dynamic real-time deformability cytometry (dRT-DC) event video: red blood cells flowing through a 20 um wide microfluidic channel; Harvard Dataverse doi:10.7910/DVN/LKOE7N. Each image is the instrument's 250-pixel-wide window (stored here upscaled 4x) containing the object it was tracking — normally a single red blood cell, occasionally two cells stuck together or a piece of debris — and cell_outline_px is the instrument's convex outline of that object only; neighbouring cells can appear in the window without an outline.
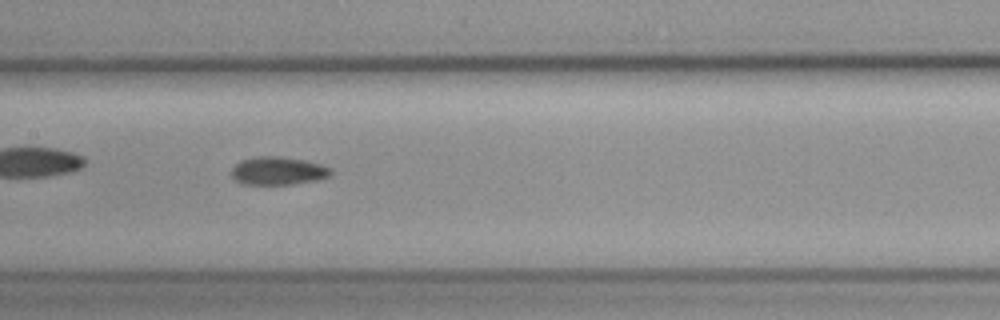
{"species": "common noctule bat (a hibernating species)", "species_latin": "Nyctalus noctula", "temperature_condition": "cold", "stored_images_in_passage": 43, "camera_frame_rate_fps": 3000, "um_per_image_px": 0.085, "animal": {"sex": "female", "body_mass_g": 19.3, "forearm_length_mm": 54.1}, "frame": {"image": 1, "passage_image": 13, "time_ms": 4.0, "image_size_px": [1000, 320], "cell_outline_px": [[332, 172], [328, 176], [316, 180], [292, 184], [240, 184], [232, 176], [232, 168], [240, 160], [256, 156], [276, 156], [304, 160], [320, 164], [332, 168]], "centroid_in_image_um": [23.61, 14.52], "position_along_channel_um": 183.8, "area_um2": 16.18}}
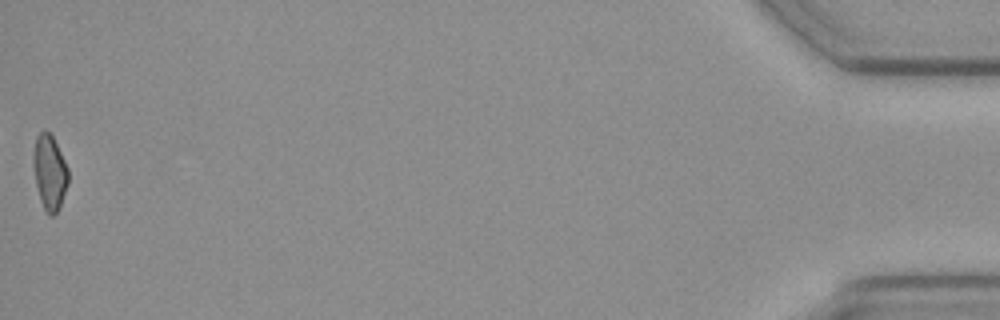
{"frame": {"image": 2, "passage_image": 43, "time_ms": 14.0, "image_size_px": [1000, 320], "cell_outline_px": [[68, 184], [60, 204], [56, 212], [52, 216], [48, 216], [40, 200], [36, 184], [32, 160], [36, 136], [44, 128], [52, 136], [68, 168]], "centroid_in_image_um": [4.2, 14.63], "position_along_channel_um": 431.0, "area_um2": 15.09}, "authors_computed_cell_mechanics": {"area_um2": 15.895, "velocity_mm_per_s": 3.5361, "shape_relaxation_time_tau1_ms": 4.4268, "shape_relaxation_time_tau2_ms": null, "deformation_change_tau1": 0.0883, "deformation_change_tau2": null}}